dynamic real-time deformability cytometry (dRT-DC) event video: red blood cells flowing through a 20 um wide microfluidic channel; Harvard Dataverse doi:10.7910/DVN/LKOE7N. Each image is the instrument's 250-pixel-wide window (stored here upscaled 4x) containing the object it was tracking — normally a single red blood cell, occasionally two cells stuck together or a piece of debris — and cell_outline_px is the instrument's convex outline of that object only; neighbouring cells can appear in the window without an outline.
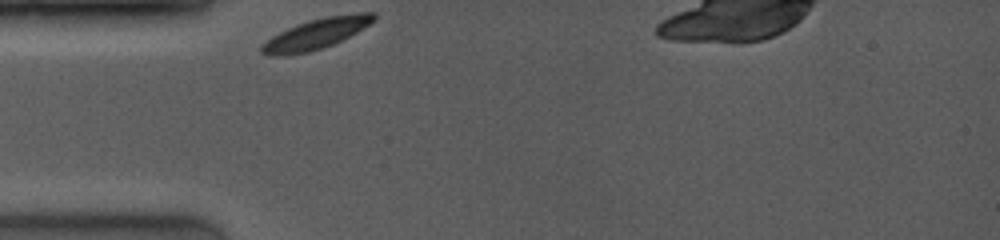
{"species": "common noctule bat (a hibernating species)", "species_latin": "Nyctalus noctula", "temperature_condition": "room temperature", "stored_images_in_passage": 1, "camera_frame_rate_fps": 4000, "um_per_image_px": 0.085, "animal": {"sex": "female", "body_mass_g": 19.0, "forearm_length_mm": 53.3}, "frame": {"image": 1, "passage_image": 1, "time_ms": 0.0, "image_size_px": [1000, 240], "cell_outline_px": [[376, 20], [356, 32], [332, 44], [308, 52], [284, 56], [268, 56], [260, 52], [260, 48], [272, 36], [288, 28], [308, 20], [324, 16], [360, 12], [376, 12]], "centroid_in_image_um": [26.88, 2.86], "position_along_channel_um": 58.1, "area_um2": 19.71}}